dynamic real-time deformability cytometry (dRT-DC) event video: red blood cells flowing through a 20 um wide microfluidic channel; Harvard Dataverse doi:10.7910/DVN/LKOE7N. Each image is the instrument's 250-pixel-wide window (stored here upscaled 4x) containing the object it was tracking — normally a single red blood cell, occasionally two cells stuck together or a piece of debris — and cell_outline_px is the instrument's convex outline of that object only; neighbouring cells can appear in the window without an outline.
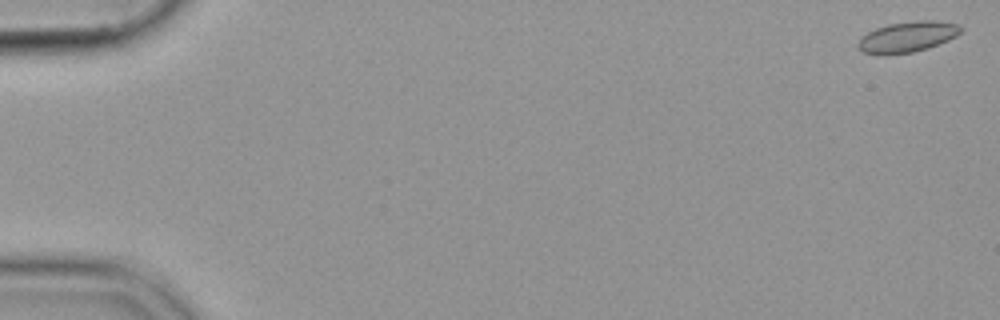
{"species": "common noctule bat (a hibernating species)", "species_latin": "Nyctalus noctula", "temperature_condition": "cold", "stored_images_in_passage": 56, "camera_frame_rate_fps": 3000, "um_per_image_px": 0.085, "animal": {"sex": "female", "body_mass_g": 19.9}, "frame": {"image": 1, "passage_image": 2, "time_ms": 0.333, "image_size_px": [1000, 320], "cell_outline_px": [[964, 28], [956, 36], [948, 40], [928, 48], [912, 52], [860, 52], [856, 44], [860, 36], [876, 28], [888, 24], [916, 20], [936, 20], [960, 24]], "centroid_in_image_um": [77.17, 3.08], "position_along_channel_um": 7.8, "area_um2": 18.09}}
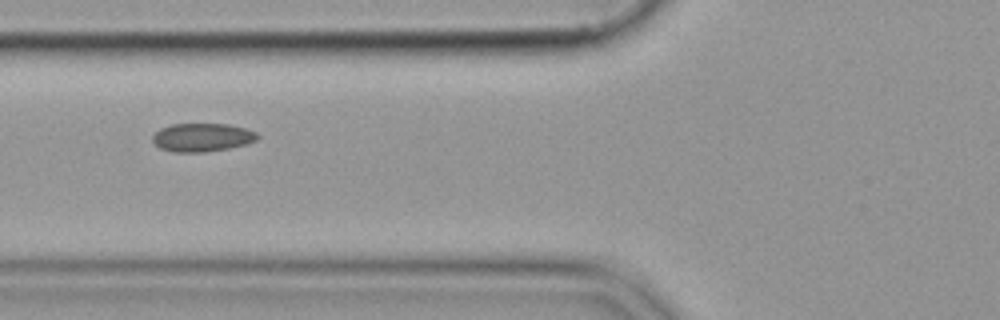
{"frame": {"image": 2, "passage_image": 23, "time_ms": 7.333, "image_size_px": [1000, 320], "cell_outline_px": [[260, 136], [256, 140], [248, 144], [228, 148], [204, 152], [176, 152], [160, 148], [152, 140], [152, 136], [160, 128], [172, 124], [228, 124], [244, 128], [256, 132]], "centroid_in_image_um": [17.2, 11.67], "position_along_channel_um": 108.6, "area_um2": 17.28}}
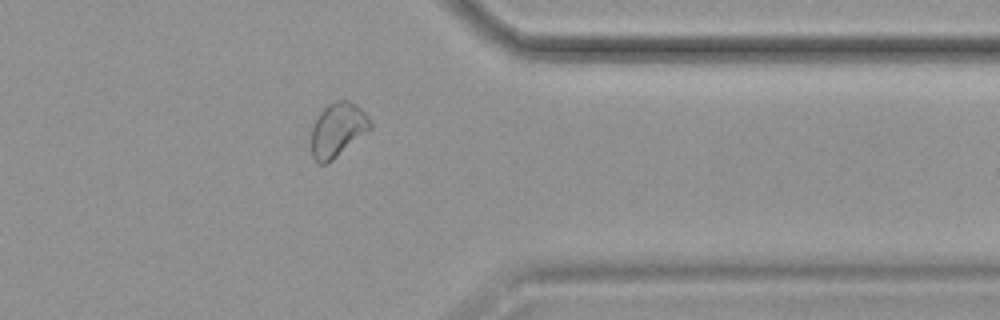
{"frame": {"image": 3, "passage_image": 46, "time_ms": 15.0, "image_size_px": [1000, 320], "cell_outline_px": [[372, 128], [328, 164], [320, 164], [312, 156], [312, 128], [320, 112], [328, 104], [336, 100], [348, 100], [360, 108], [368, 116], [372, 124]], "centroid_in_image_um": [28.71, 11.04], "position_along_channel_um": 382.7, "area_um2": 18.44}}